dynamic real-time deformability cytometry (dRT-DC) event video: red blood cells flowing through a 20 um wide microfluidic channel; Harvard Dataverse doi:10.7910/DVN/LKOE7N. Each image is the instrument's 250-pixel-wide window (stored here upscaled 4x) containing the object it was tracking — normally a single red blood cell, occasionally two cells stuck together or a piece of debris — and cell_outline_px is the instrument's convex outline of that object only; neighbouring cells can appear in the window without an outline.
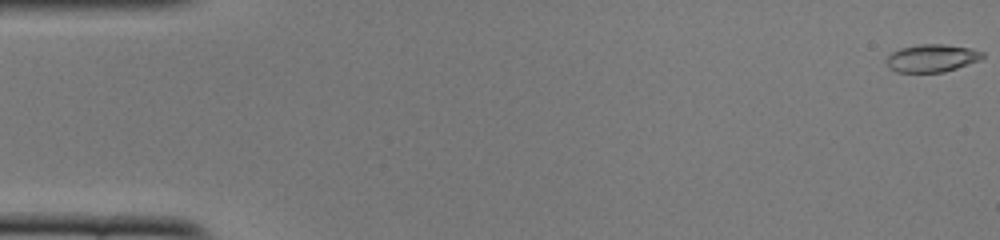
{"species": "common noctule bat (a hibernating species)", "species_latin": "Nyctalus noctula", "temperature_condition": "cold", "stored_images_in_passage": 52, "camera_frame_rate_fps": 3000, "um_per_image_px": 0.085, "animal": {"sex": "female", "body_mass_g": 22.0, "forearm_length_mm": 56.7}, "frame": {"image": 1, "passage_image": 1, "time_ms": 0.0, "image_size_px": [1000, 240], "cell_outline_px": [[984, 56], [980, 60], [944, 72], [896, 72], [888, 68], [884, 60], [892, 52], [900, 48], [920, 44], [944, 44], [972, 48], [984, 52]], "centroid_in_image_um": [79.19, 4.94], "position_along_channel_um": 5.8, "area_um2": 15.66}}
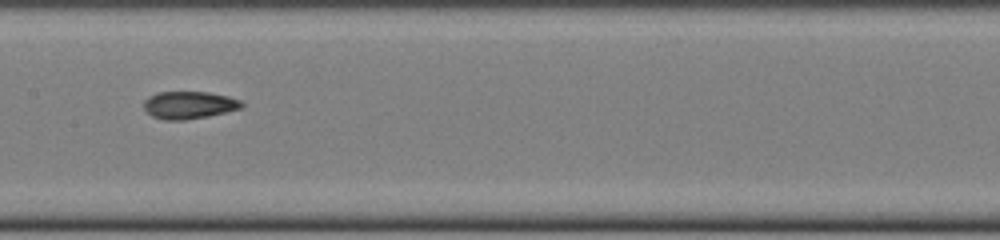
{"frame": {"image": 2, "passage_image": 26, "time_ms": 8.333, "image_size_px": [1000, 240], "cell_outline_px": [[244, 104], [240, 108], [208, 116], [184, 120], [164, 120], [152, 116], [144, 108], [144, 100], [148, 96], [156, 92], [208, 92], [228, 96], [240, 100]], "centroid_in_image_um": [16.04, 8.92], "position_along_channel_um": 191.4, "area_um2": 15.61}}
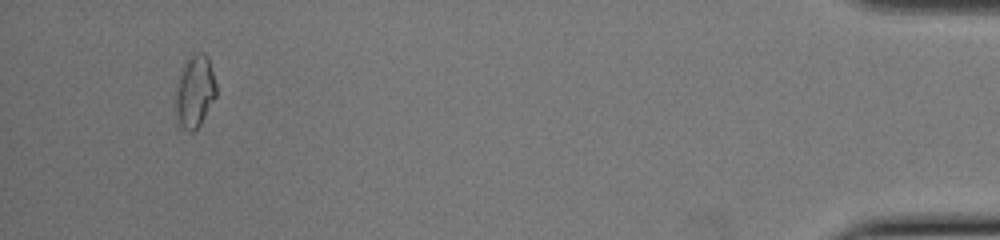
{"frame": {"image": 3, "passage_image": 49, "time_ms": 16.0, "image_size_px": [1000, 240], "cell_outline_px": [[216, 96], [200, 124], [192, 132], [188, 132], [176, 124], [176, 84], [184, 60], [188, 56], [196, 52], [204, 52], [208, 56], [216, 84]], "centroid_in_image_um": [16.53, 7.75], "position_along_channel_um": 418.7, "area_um2": 17.46}, "authors_computed_cell_mechanics": {"area_um2": 15.7216, "velocity_mm_per_s": 3.9239, "shape_relaxation_time_tau1_ms": null, "shape_relaxation_time_tau2_ms": 2.3517, "deformation_change_tau1": null, "deformation_change_tau2": 0.0843}}